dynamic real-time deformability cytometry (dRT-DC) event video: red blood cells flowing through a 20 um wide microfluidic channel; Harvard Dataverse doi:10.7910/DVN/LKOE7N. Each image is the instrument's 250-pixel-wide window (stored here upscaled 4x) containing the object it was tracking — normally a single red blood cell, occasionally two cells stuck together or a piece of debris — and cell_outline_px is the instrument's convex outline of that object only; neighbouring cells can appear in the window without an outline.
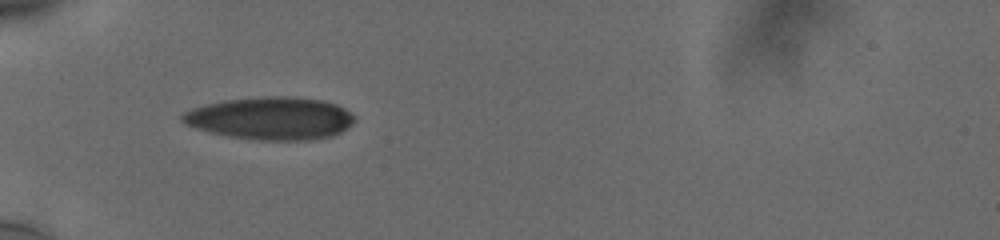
{"species": "human", "species_latin": "Homo sapiens", "temperature_condition": "cold", "stored_images_in_passage": 34, "camera_frame_rate_fps": 3000, "um_per_image_px": 0.085, "donor": {"sex": "male"}, "frame": {"image": 1, "passage_image": 1, "time_ms": 0.0, "image_size_px": [1000, 240], "cell_outline_px": [[356, 120], [352, 124], [340, 132], [332, 136], [308, 140], [256, 140], [228, 136], [196, 128], [184, 124], [180, 120], [180, 116], [184, 112], [192, 108], [224, 100], [268, 96], [288, 96], [324, 100], [336, 104], [344, 108], [356, 116]], "centroid_in_image_um": [23.02, 10.05], "position_along_channel_um": 62.0, "area_um2": 42.89}}
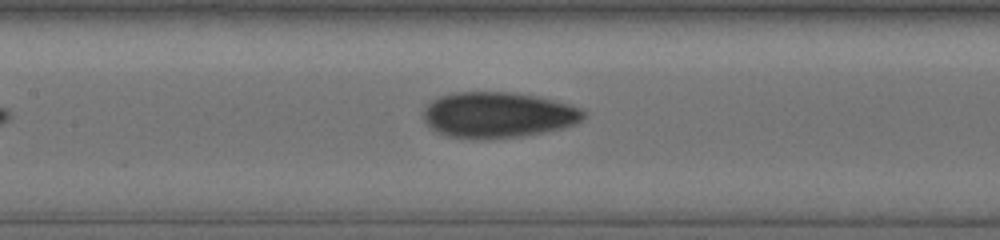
{"frame": {"image": 2, "passage_image": 10, "time_ms": 3.0, "image_size_px": [1000, 240], "cell_outline_px": [[584, 116], [576, 124], [544, 132], [520, 136], [484, 140], [476, 140], [448, 136], [436, 132], [424, 120], [424, 108], [432, 100], [440, 96], [456, 92], [508, 92], [536, 96], [568, 104], [580, 108], [584, 112]], "centroid_in_image_um": [42.29, 9.78], "position_along_channel_um": 165.1, "area_um2": 42.6}}
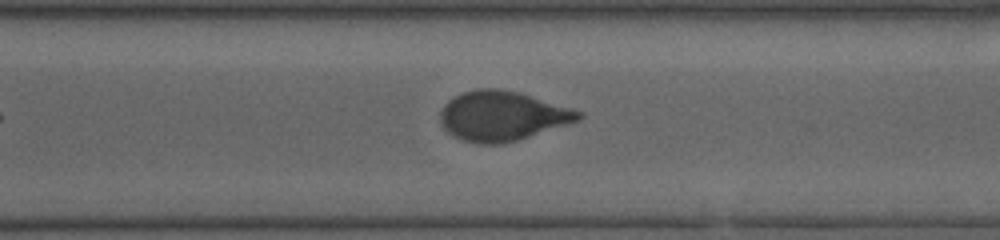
{"frame": {"image": 3, "passage_image": 23, "time_ms": 7.333, "image_size_px": [1000, 240], "cell_outline_px": [[584, 116], [580, 120], [516, 140], [500, 144], [480, 144], [464, 140], [452, 136], [444, 128], [440, 120], [440, 112], [444, 104], [448, 100], [464, 92], [476, 88], [496, 88], [520, 92], [572, 108], [584, 112]], "centroid_in_image_um": [42.69, 9.84], "position_along_channel_um": 327.9, "area_um2": 39.94}, "authors_computed_cell_mechanics": {"area_um2": 41.1536, "velocity_mm_per_s": 3.7749, "shape_relaxation_time_tau1_ms": 5.4978, "shape_relaxation_time_tau2_ms": 1.7426, "deformation_change_tau1": 0.1802, "deformation_change_tau2": 0.0717}}